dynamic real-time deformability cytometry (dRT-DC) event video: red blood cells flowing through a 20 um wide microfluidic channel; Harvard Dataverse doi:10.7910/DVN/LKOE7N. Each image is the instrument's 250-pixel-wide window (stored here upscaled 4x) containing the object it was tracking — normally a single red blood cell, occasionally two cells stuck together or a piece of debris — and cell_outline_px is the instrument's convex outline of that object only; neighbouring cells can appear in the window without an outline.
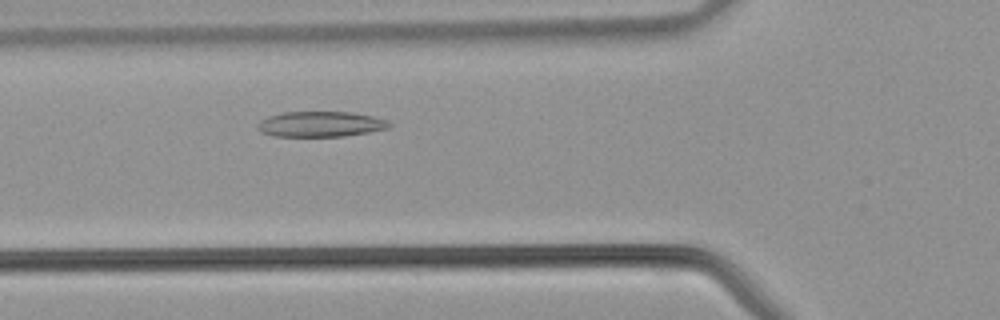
{"species": "common noctule bat (a hibernating species)", "species_latin": "Nyctalus noctula", "temperature_condition": "warm", "stored_images_in_passage": 33, "camera_frame_rate_fps": 3000, "um_per_image_px": 0.085, "animal": {"sex": "male", "body_mass_g": 21.5, "forearm_length_mm": 52.0}, "frame": {"image": 1, "passage_image": 9, "time_ms": 2.667, "image_size_px": [1000, 320], "cell_outline_px": [[392, 124], [388, 128], [368, 132], [344, 136], [272, 136], [260, 132], [256, 128], [256, 124], [260, 120], [268, 116], [284, 112], [352, 112], [372, 116], [388, 120]], "centroid_in_image_um": [27.21, 10.55], "position_along_channel_um": 98.6, "area_um2": 19.59}}
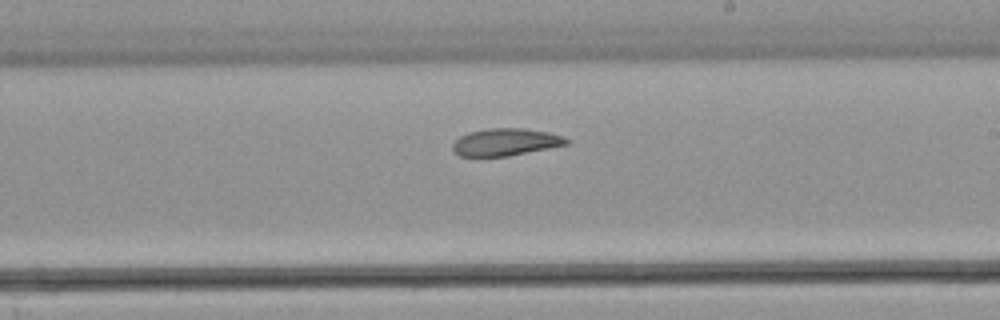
{"frame": {"image": 2, "passage_image": 18, "time_ms": 5.667, "image_size_px": [1000, 320], "cell_outline_px": [[568, 144], [508, 156], [460, 156], [452, 148], [452, 144], [460, 136], [468, 132], [488, 128], [524, 128], [548, 132], [560, 136], [568, 140]], "centroid_in_image_um": [42.94, 12.07], "position_along_channel_um": 246.1, "area_um2": 17.86}}
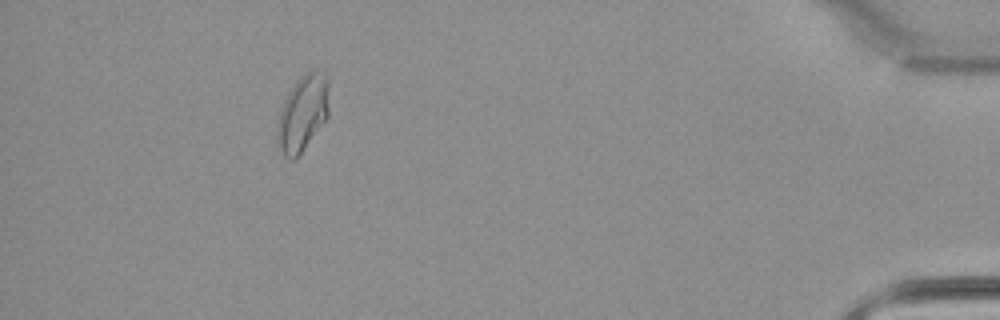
{"frame": {"image": 3, "passage_image": 32, "time_ms": 10.333, "image_size_px": [1000, 320], "cell_outline_px": [[328, 116], [296, 160], [288, 160], [284, 156], [276, 144], [276, 128], [280, 108], [288, 92], [296, 80], [304, 72], [316, 68], [324, 72], [328, 76]], "centroid_in_image_um": [25.7, 9.61], "position_along_channel_um": 409.5, "area_um2": 23.58}}